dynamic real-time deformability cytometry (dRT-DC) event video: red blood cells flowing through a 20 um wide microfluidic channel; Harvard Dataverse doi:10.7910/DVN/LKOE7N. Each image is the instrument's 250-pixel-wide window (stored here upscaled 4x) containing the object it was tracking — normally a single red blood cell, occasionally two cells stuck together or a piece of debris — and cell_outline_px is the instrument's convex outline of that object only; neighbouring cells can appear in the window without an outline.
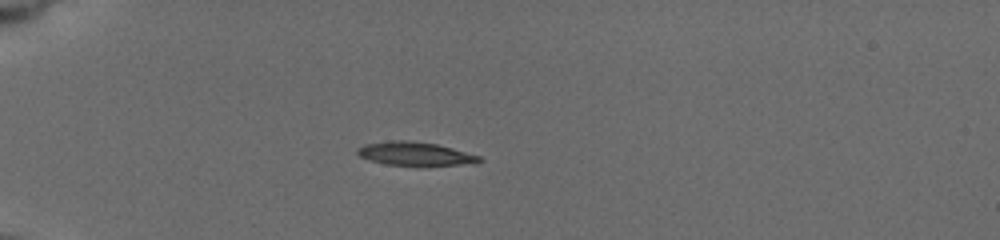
{"species": "common noctule bat (a hibernating species)", "species_latin": "Nyctalus noctula", "temperature_condition": "cold", "stored_images_in_passage": 53, "camera_frame_rate_fps": 3000, "um_per_image_px": 0.085, "animal": {"sex": "female", "body_mass_g": 19.5, "forearm_length_mm": 54.1}, "frame": {"image": 1, "passage_image": 1, "time_ms": 0.0, "image_size_px": [1000, 240], "cell_outline_px": [[484, 160], [460, 164], [388, 164], [372, 160], [360, 156], [356, 152], [356, 148], [364, 144], [392, 140], [408, 140], [436, 144], [452, 148], [480, 156]], "centroid_in_image_um": [35.22, 13.03], "position_along_channel_um": 49.8, "area_um2": 16.01}}
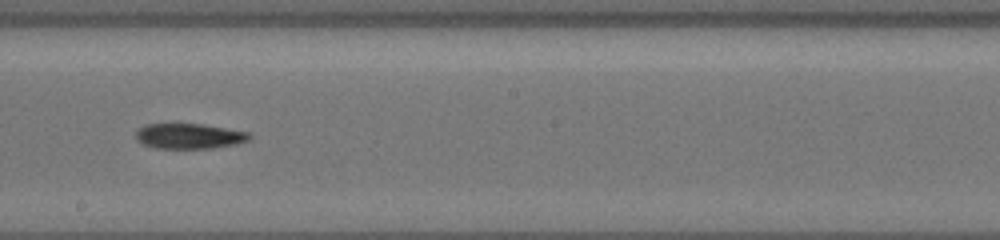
{"frame": {"image": 2, "passage_image": 20, "time_ms": 5.667, "image_size_px": [1000, 240], "cell_outline_px": [[252, 136], [248, 140], [236, 144], [212, 148], [156, 148], [144, 144], [136, 140], [136, 132], [144, 124], [200, 124], [248, 132]], "centroid_in_image_um": [16.07, 11.57], "position_along_channel_um": 232.1, "area_um2": 16.53}}
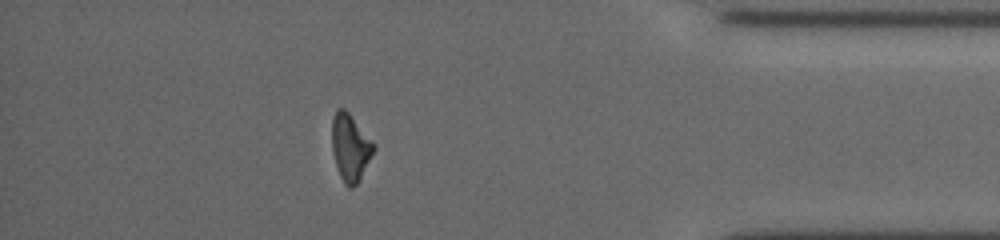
{"frame": {"image": 3, "passage_image": 45, "time_ms": 11.0, "image_size_px": [1000, 240], "cell_outline_px": [[376, 148], [356, 184], [352, 188], [348, 188], [344, 184], [340, 176], [336, 164], [332, 148], [332, 116], [336, 108], [344, 108], [348, 112], [376, 144]], "centroid_in_image_um": [29.77, 12.5], "position_along_channel_um": 405.4, "area_um2": 16.24}, "authors_computed_cell_mechanics": {"area_um2": 16.7042, "velocity_mm_per_s": 3.788, "shape_relaxation_time_tau1_ms": 8.4661, "shape_relaxation_time_tau2_ms": null, "deformation_change_tau1": 0.2266, "deformation_change_tau2": null}}